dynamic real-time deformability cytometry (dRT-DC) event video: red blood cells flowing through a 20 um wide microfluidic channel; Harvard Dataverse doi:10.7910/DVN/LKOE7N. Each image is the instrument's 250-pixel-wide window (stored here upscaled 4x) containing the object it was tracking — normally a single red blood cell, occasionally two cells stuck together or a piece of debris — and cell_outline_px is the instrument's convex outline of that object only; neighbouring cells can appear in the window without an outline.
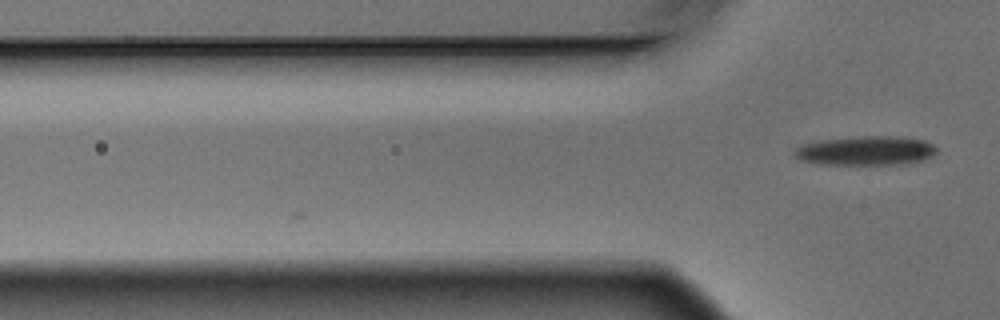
{"species": "Egyptian fruit bat (a non-hibernating species)", "species_latin": "Rousettus aegyptiacus", "temperature_condition": "warm", "stored_images_in_passage": 3, "camera_frame_rate_fps": 3000, "um_per_image_px": 0.085, "animal": {"sex": "male"}, "frame": {"image": 1, "passage_image": 3, "time_ms": 0.667, "image_size_px": [1000, 320], "cell_outline_px": [[936, 152], [932, 156], [924, 160], [900, 164], [820, 164], [800, 160], [796, 156], [796, 148], [804, 144], [816, 140], [856, 136], [904, 136], [924, 140], [932, 144], [936, 148]], "centroid_in_image_um": [73.62, 12.79], "position_along_channel_um": 52.2, "area_um2": 24.28}}